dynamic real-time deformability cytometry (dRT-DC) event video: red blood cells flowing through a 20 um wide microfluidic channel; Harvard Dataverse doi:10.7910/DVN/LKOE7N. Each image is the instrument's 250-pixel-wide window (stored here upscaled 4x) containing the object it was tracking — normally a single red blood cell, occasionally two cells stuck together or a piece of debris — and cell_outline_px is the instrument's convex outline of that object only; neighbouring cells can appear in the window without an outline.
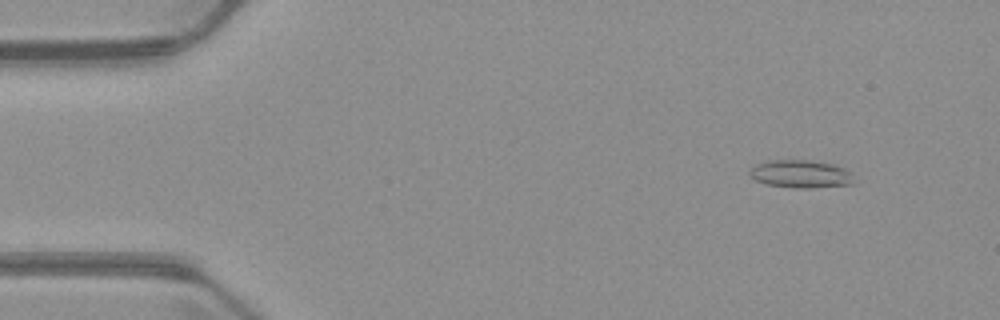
{"species": "common noctule bat (a hibernating species)", "species_latin": "Nyctalus noctula", "temperature_condition": "warm", "stored_images_in_passage": 6, "camera_frame_rate_fps": 3000, "um_per_image_px": 0.085, "animal": {"sex": "male", "body_mass_g": 23.1, "forearm_length_mm": 52.7}, "frame": {"image": 1, "passage_image": 1, "time_ms": 0.0, "image_size_px": [1000, 320], "cell_outline_px": [[856, 184], [812, 188], [796, 188], [768, 184], [756, 180], [748, 172], [756, 164], [764, 160], [812, 160], [836, 164], [844, 168], [848, 172]], "centroid_in_image_um": [68.08, 14.78], "position_along_channel_um": 16.9, "area_um2": 16.99}}
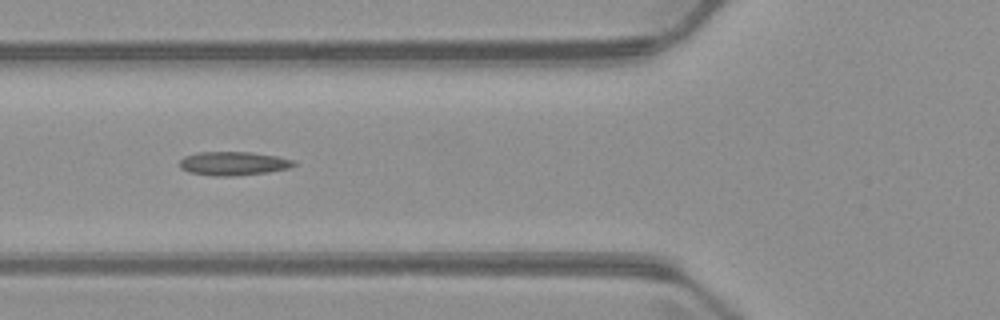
{"frame": {"image": 2, "passage_image": 5, "time_ms": 4.667, "image_size_px": [1000, 320], "cell_outline_px": [[296, 164], [288, 168], [268, 172], [232, 176], [212, 176], [188, 172], [180, 168], [180, 160], [184, 156], [196, 152], [252, 152], [276, 156], [296, 160]], "centroid_in_image_um": [19.82, 13.89], "position_along_channel_um": 106.0, "area_um2": 15.9}}
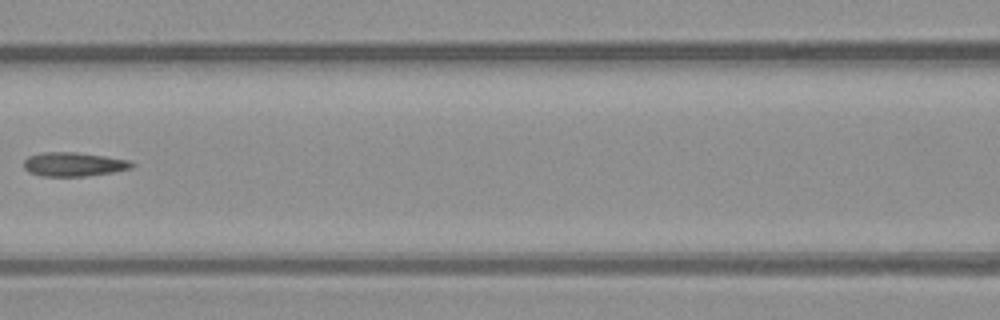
{"frame": {"image": 3, "passage_image": 6, "time_ms": 6.0, "image_size_px": [1000, 320], "cell_outline_px": [[136, 164], [132, 168], [112, 172], [88, 176], [40, 176], [28, 172], [24, 168], [24, 160], [28, 156], [40, 152], [76, 152], [104, 156], [128, 160]], "centroid_in_image_um": [6.24, 13.96], "position_along_channel_um": 160.4, "area_um2": 15.2}}